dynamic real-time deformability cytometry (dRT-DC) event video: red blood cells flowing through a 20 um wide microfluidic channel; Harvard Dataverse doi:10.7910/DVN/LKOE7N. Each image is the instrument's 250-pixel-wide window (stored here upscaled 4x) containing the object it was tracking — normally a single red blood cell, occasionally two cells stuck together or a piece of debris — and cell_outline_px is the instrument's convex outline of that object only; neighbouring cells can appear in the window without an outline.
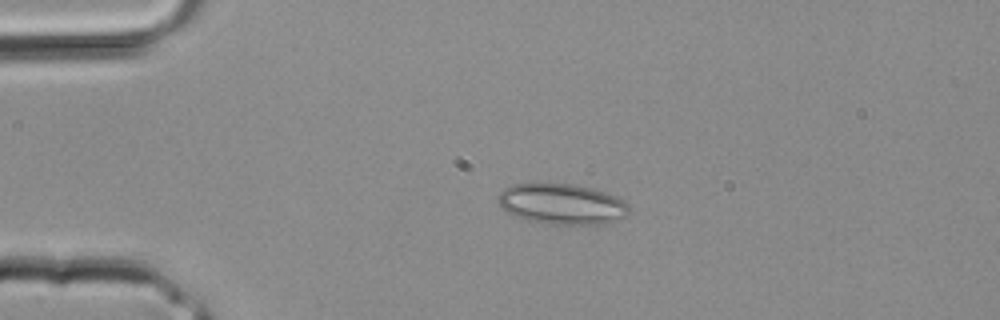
{"species": "common noctule bat (a hibernating species)", "species_latin": "Nyctalus noctula", "temperature_condition": "room temperature", "stored_images_in_passage": 3, "camera_frame_rate_fps": 3000, "um_per_image_px": 0.085, "animal": {"sex": "male", "body_mass_g": 20.4}, "frame": {"image": 1, "passage_image": 2, "time_ms": 0.333, "image_size_px": [1000, 320], "cell_outline_px": [[628, 216], [608, 224], [540, 224], [516, 216], [500, 208], [496, 200], [496, 196], [504, 188], [512, 184], [576, 184], [592, 188], [604, 192], [624, 200], [628, 204]], "centroid_in_image_um": [47.74, 17.35], "position_along_channel_um": 37.3, "area_um2": 31.33}}